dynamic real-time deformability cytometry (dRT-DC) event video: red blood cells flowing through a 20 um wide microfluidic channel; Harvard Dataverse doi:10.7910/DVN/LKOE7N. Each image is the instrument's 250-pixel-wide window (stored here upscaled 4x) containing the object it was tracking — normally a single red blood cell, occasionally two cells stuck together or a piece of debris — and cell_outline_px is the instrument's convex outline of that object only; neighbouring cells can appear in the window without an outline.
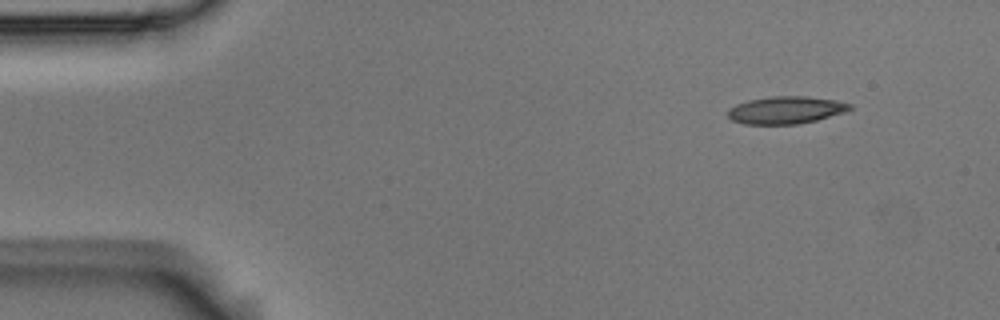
{"species": "Egyptian fruit bat (a non-hibernating species)", "species_latin": "Rousettus aegyptiacus", "temperature_condition": "room temperature", "stored_images_in_passage": 5, "camera_frame_rate_fps": 3000, "um_per_image_px": 0.085, "animal": {"sex": "male"}, "frame": {"image": 1, "passage_image": 1, "time_ms": 0.0, "image_size_px": [1000, 320], "cell_outline_px": [[852, 108], [844, 112], [816, 120], [796, 124], [744, 124], [732, 120], [728, 116], [728, 108], [736, 104], [748, 100], [772, 96], [804, 96], [836, 100], [852, 104]], "centroid_in_image_um": [66.78, 9.35], "position_along_channel_um": 18.2, "area_um2": 19.42}}
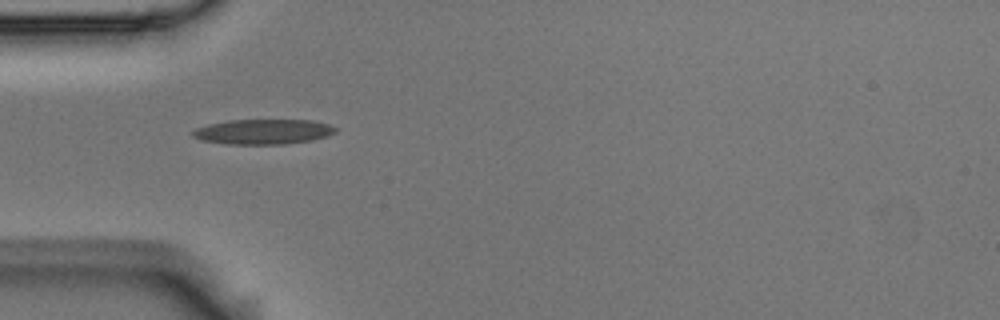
{"frame": {"image": 2, "passage_image": 4, "time_ms": 1.0, "image_size_px": [1000, 320], "cell_outline_px": [[336, 132], [328, 136], [312, 140], [284, 144], [228, 144], [200, 140], [192, 136], [192, 132], [196, 128], [208, 124], [228, 120], [312, 120], [328, 124], [336, 128]], "centroid_in_image_um": [22.36, 11.19], "position_along_channel_um": 62.6, "area_um2": 20.87}}
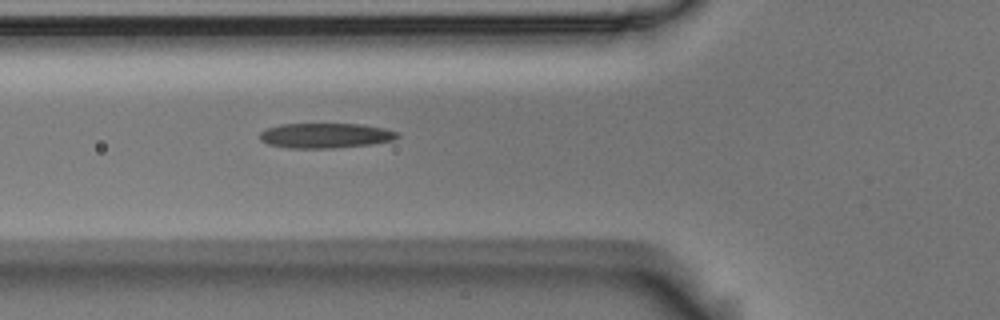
{"frame": {"image": 3, "passage_image": 5, "time_ms": 1.333, "image_size_px": [1000, 320], "cell_outline_px": [[400, 136], [392, 140], [368, 144], [332, 148], [288, 148], [268, 144], [260, 140], [260, 132], [268, 128], [280, 124], [364, 124], [384, 128], [400, 132]], "centroid_in_image_um": [27.67, 11.51], "position_along_channel_um": 98.1, "area_um2": 20.0}}